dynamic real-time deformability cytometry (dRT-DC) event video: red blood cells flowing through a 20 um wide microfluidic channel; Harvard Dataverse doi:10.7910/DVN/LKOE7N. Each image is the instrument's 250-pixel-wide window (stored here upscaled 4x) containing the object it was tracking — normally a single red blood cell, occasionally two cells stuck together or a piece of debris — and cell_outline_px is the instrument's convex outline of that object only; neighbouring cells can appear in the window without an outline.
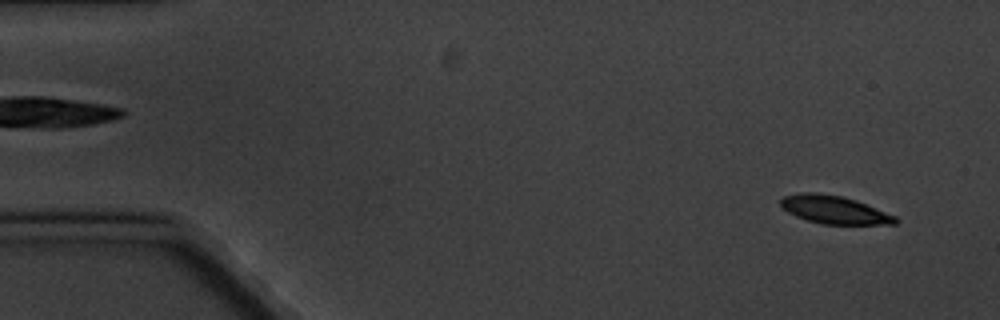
{"species": "common noctule bat (a hibernating species)", "species_latin": "Nyctalus noctula", "temperature_condition": "cold", "stored_images_in_passage": 2, "camera_frame_rate_fps": 3000, "um_per_image_px": 0.085, "animal": {"sex": "male", "body_mass_g": 20.1, "forearm_length_mm": 53.5}, "frame": {"image": 1, "passage_image": 2, "time_ms": 2.0, "image_size_px": [1000, 320], "cell_outline_px": [[900, 220], [896, 224], [820, 224], [796, 216], [788, 212], [780, 204], [780, 200], [784, 196], [800, 192], [816, 192], [840, 196], [856, 200], [896, 216]], "centroid_in_image_um": [70.92, 17.83], "position_along_channel_um": 14.1, "area_um2": 18.67}}